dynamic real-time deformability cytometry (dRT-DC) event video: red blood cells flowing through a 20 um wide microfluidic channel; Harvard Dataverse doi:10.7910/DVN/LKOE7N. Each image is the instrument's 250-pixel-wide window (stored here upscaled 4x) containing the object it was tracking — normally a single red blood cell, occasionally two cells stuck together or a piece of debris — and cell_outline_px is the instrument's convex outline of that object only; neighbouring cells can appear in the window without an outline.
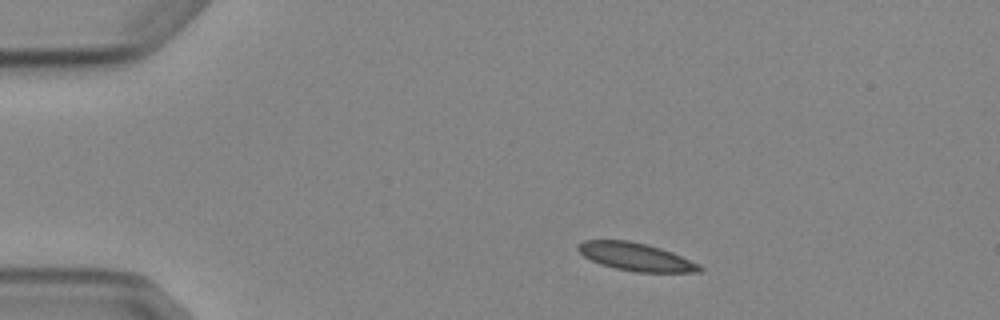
{"species": "Egyptian fruit bat (a non-hibernating species)", "species_latin": "Rousettus aegyptiacus", "temperature_condition": "cold", "stored_images_in_passage": 6, "camera_frame_rate_fps": 3000, "um_per_image_px": 0.085, "animal": {"sex": "female"}, "frame": {"image": 1, "passage_image": 1, "time_ms": 0.0, "image_size_px": [1000, 320], "cell_outline_px": [[704, 268], [700, 272], [636, 272], [616, 268], [600, 264], [584, 256], [576, 248], [584, 240], [628, 240], [648, 244], [672, 252], [700, 264]], "centroid_in_image_um": [54.08, 21.83], "position_along_channel_um": 30.9, "area_um2": 19.71}}
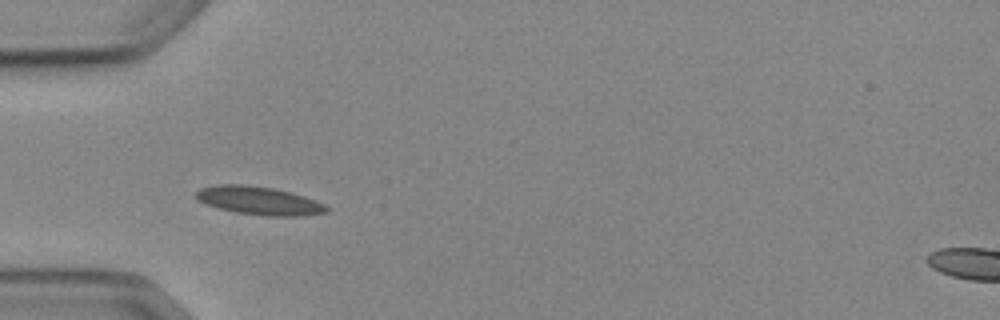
{"frame": {"image": 2, "passage_image": 3, "time_ms": 2.333, "image_size_px": [1000, 320], "cell_outline_px": [[328, 212], [304, 216], [268, 216], [236, 212], [204, 204], [196, 200], [196, 192], [200, 188], [216, 184], [240, 184], [272, 188], [292, 192], [316, 200], [324, 204], [328, 208]], "centroid_in_image_um": [22.01, 17.05], "position_along_channel_um": 63.0, "area_um2": 21.56}}
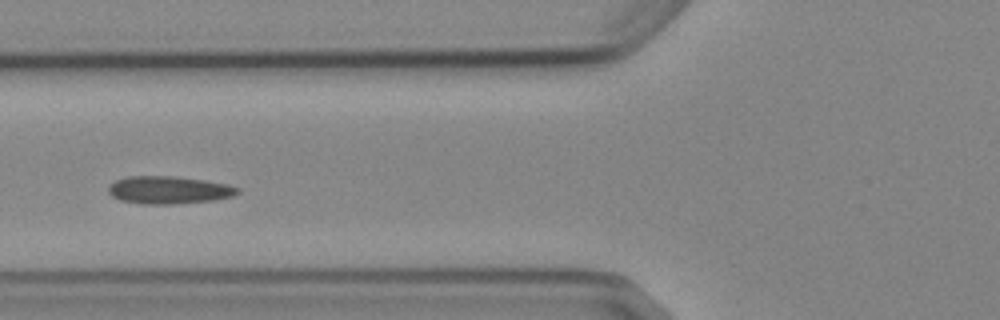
{"frame": {"image": 3, "passage_image": 4, "time_ms": 3.667, "image_size_px": [1000, 320], "cell_outline_px": [[240, 192], [232, 196], [212, 200], [172, 204], [144, 204], [120, 200], [112, 196], [108, 192], [108, 188], [116, 180], [128, 176], [172, 176], [204, 180], [228, 184], [240, 188]], "centroid_in_image_um": [14.35, 16.15], "position_along_channel_um": 111.4, "area_um2": 20.69}}